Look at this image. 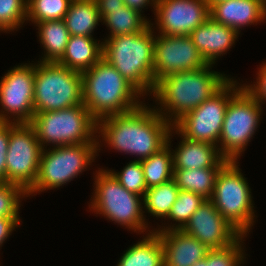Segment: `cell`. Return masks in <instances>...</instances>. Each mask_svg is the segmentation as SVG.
I'll return each mask as SVG.
<instances>
[{
	"mask_svg": "<svg viewBox=\"0 0 266 266\" xmlns=\"http://www.w3.org/2000/svg\"><path fill=\"white\" fill-rule=\"evenodd\" d=\"M256 84L242 85L259 103L266 100V63L259 68Z\"/></svg>",
	"mask_w": 266,
	"mask_h": 266,
	"instance_id": "cell-36",
	"label": "cell"
},
{
	"mask_svg": "<svg viewBox=\"0 0 266 266\" xmlns=\"http://www.w3.org/2000/svg\"><path fill=\"white\" fill-rule=\"evenodd\" d=\"M63 20L70 35L92 37L101 18L94 0H72Z\"/></svg>",
	"mask_w": 266,
	"mask_h": 266,
	"instance_id": "cell-23",
	"label": "cell"
},
{
	"mask_svg": "<svg viewBox=\"0 0 266 266\" xmlns=\"http://www.w3.org/2000/svg\"><path fill=\"white\" fill-rule=\"evenodd\" d=\"M153 8L163 35H190L210 18L207 0H156Z\"/></svg>",
	"mask_w": 266,
	"mask_h": 266,
	"instance_id": "cell-15",
	"label": "cell"
},
{
	"mask_svg": "<svg viewBox=\"0 0 266 266\" xmlns=\"http://www.w3.org/2000/svg\"><path fill=\"white\" fill-rule=\"evenodd\" d=\"M211 67L212 64H207L194 71L175 73L163 77L155 84L153 96L161 104V109L156 111L171 126L211 98L231 79L219 72L210 71Z\"/></svg>",
	"mask_w": 266,
	"mask_h": 266,
	"instance_id": "cell-2",
	"label": "cell"
},
{
	"mask_svg": "<svg viewBox=\"0 0 266 266\" xmlns=\"http://www.w3.org/2000/svg\"><path fill=\"white\" fill-rule=\"evenodd\" d=\"M206 201V199L199 194L179 190L177 200L171 207V210L167 216L168 219L179 222L178 225L168 226L165 228L155 230L154 232H164L170 230H182L184 226L190 220L192 214Z\"/></svg>",
	"mask_w": 266,
	"mask_h": 266,
	"instance_id": "cell-29",
	"label": "cell"
},
{
	"mask_svg": "<svg viewBox=\"0 0 266 266\" xmlns=\"http://www.w3.org/2000/svg\"><path fill=\"white\" fill-rule=\"evenodd\" d=\"M207 63L199 53L189 35L155 36L154 43V87L169 75L194 71Z\"/></svg>",
	"mask_w": 266,
	"mask_h": 266,
	"instance_id": "cell-14",
	"label": "cell"
},
{
	"mask_svg": "<svg viewBox=\"0 0 266 266\" xmlns=\"http://www.w3.org/2000/svg\"><path fill=\"white\" fill-rule=\"evenodd\" d=\"M10 122H0V182H7L6 156L9 146Z\"/></svg>",
	"mask_w": 266,
	"mask_h": 266,
	"instance_id": "cell-35",
	"label": "cell"
},
{
	"mask_svg": "<svg viewBox=\"0 0 266 266\" xmlns=\"http://www.w3.org/2000/svg\"><path fill=\"white\" fill-rule=\"evenodd\" d=\"M43 148L29 123L10 122L6 156L7 182L28 192L34 185Z\"/></svg>",
	"mask_w": 266,
	"mask_h": 266,
	"instance_id": "cell-12",
	"label": "cell"
},
{
	"mask_svg": "<svg viewBox=\"0 0 266 266\" xmlns=\"http://www.w3.org/2000/svg\"><path fill=\"white\" fill-rule=\"evenodd\" d=\"M172 126L156 109L140 105L132 111L109 115L97 121V130L112 148L137 160L149 158L167 144Z\"/></svg>",
	"mask_w": 266,
	"mask_h": 266,
	"instance_id": "cell-1",
	"label": "cell"
},
{
	"mask_svg": "<svg viewBox=\"0 0 266 266\" xmlns=\"http://www.w3.org/2000/svg\"><path fill=\"white\" fill-rule=\"evenodd\" d=\"M20 218L0 217V246L11 235L12 231L19 226Z\"/></svg>",
	"mask_w": 266,
	"mask_h": 266,
	"instance_id": "cell-37",
	"label": "cell"
},
{
	"mask_svg": "<svg viewBox=\"0 0 266 266\" xmlns=\"http://www.w3.org/2000/svg\"><path fill=\"white\" fill-rule=\"evenodd\" d=\"M72 0H27V20H63Z\"/></svg>",
	"mask_w": 266,
	"mask_h": 266,
	"instance_id": "cell-30",
	"label": "cell"
},
{
	"mask_svg": "<svg viewBox=\"0 0 266 266\" xmlns=\"http://www.w3.org/2000/svg\"><path fill=\"white\" fill-rule=\"evenodd\" d=\"M109 171L127 191L144 197L147 185L140 160L129 162L121 172Z\"/></svg>",
	"mask_w": 266,
	"mask_h": 266,
	"instance_id": "cell-32",
	"label": "cell"
},
{
	"mask_svg": "<svg viewBox=\"0 0 266 266\" xmlns=\"http://www.w3.org/2000/svg\"><path fill=\"white\" fill-rule=\"evenodd\" d=\"M35 65L14 67L0 81V122L30 123L34 116ZM6 111V112H5ZM7 113V114H6ZM16 118L11 119L8 114Z\"/></svg>",
	"mask_w": 266,
	"mask_h": 266,
	"instance_id": "cell-13",
	"label": "cell"
},
{
	"mask_svg": "<svg viewBox=\"0 0 266 266\" xmlns=\"http://www.w3.org/2000/svg\"><path fill=\"white\" fill-rule=\"evenodd\" d=\"M221 168L173 169V179L179 190L193 192L210 199L216 176Z\"/></svg>",
	"mask_w": 266,
	"mask_h": 266,
	"instance_id": "cell-26",
	"label": "cell"
},
{
	"mask_svg": "<svg viewBox=\"0 0 266 266\" xmlns=\"http://www.w3.org/2000/svg\"><path fill=\"white\" fill-rule=\"evenodd\" d=\"M236 81L229 80L217 93L191 112L184 115L172 127L175 133L191 141L217 145L230 98L240 89Z\"/></svg>",
	"mask_w": 266,
	"mask_h": 266,
	"instance_id": "cell-11",
	"label": "cell"
},
{
	"mask_svg": "<svg viewBox=\"0 0 266 266\" xmlns=\"http://www.w3.org/2000/svg\"><path fill=\"white\" fill-rule=\"evenodd\" d=\"M27 192L20 186L8 182H0V217L19 218L20 198Z\"/></svg>",
	"mask_w": 266,
	"mask_h": 266,
	"instance_id": "cell-33",
	"label": "cell"
},
{
	"mask_svg": "<svg viewBox=\"0 0 266 266\" xmlns=\"http://www.w3.org/2000/svg\"><path fill=\"white\" fill-rule=\"evenodd\" d=\"M82 89L83 104L97 121L142 104V94L103 58L82 73Z\"/></svg>",
	"mask_w": 266,
	"mask_h": 266,
	"instance_id": "cell-3",
	"label": "cell"
},
{
	"mask_svg": "<svg viewBox=\"0 0 266 266\" xmlns=\"http://www.w3.org/2000/svg\"><path fill=\"white\" fill-rule=\"evenodd\" d=\"M210 17L239 33L244 25L256 24L266 18L265 0H225L210 7Z\"/></svg>",
	"mask_w": 266,
	"mask_h": 266,
	"instance_id": "cell-18",
	"label": "cell"
},
{
	"mask_svg": "<svg viewBox=\"0 0 266 266\" xmlns=\"http://www.w3.org/2000/svg\"><path fill=\"white\" fill-rule=\"evenodd\" d=\"M193 266H207V255L203 260L196 262Z\"/></svg>",
	"mask_w": 266,
	"mask_h": 266,
	"instance_id": "cell-40",
	"label": "cell"
},
{
	"mask_svg": "<svg viewBox=\"0 0 266 266\" xmlns=\"http://www.w3.org/2000/svg\"><path fill=\"white\" fill-rule=\"evenodd\" d=\"M172 130L173 127L168 134L167 144L163 148L149 158L141 160L147 189L173 179V152L169 144Z\"/></svg>",
	"mask_w": 266,
	"mask_h": 266,
	"instance_id": "cell-25",
	"label": "cell"
},
{
	"mask_svg": "<svg viewBox=\"0 0 266 266\" xmlns=\"http://www.w3.org/2000/svg\"><path fill=\"white\" fill-rule=\"evenodd\" d=\"M242 235L234 244L221 249H210L207 253V266H240L244 261L241 243Z\"/></svg>",
	"mask_w": 266,
	"mask_h": 266,
	"instance_id": "cell-34",
	"label": "cell"
},
{
	"mask_svg": "<svg viewBox=\"0 0 266 266\" xmlns=\"http://www.w3.org/2000/svg\"><path fill=\"white\" fill-rule=\"evenodd\" d=\"M27 21V0H0V31H14Z\"/></svg>",
	"mask_w": 266,
	"mask_h": 266,
	"instance_id": "cell-31",
	"label": "cell"
},
{
	"mask_svg": "<svg viewBox=\"0 0 266 266\" xmlns=\"http://www.w3.org/2000/svg\"><path fill=\"white\" fill-rule=\"evenodd\" d=\"M152 26L139 33L108 38L102 58L112 65L141 94L154 90V43ZM147 91V92H146Z\"/></svg>",
	"mask_w": 266,
	"mask_h": 266,
	"instance_id": "cell-4",
	"label": "cell"
},
{
	"mask_svg": "<svg viewBox=\"0 0 266 266\" xmlns=\"http://www.w3.org/2000/svg\"><path fill=\"white\" fill-rule=\"evenodd\" d=\"M123 1L127 7L138 10L139 12H141L144 7L148 6V4L155 6L156 3V0H123Z\"/></svg>",
	"mask_w": 266,
	"mask_h": 266,
	"instance_id": "cell-39",
	"label": "cell"
},
{
	"mask_svg": "<svg viewBox=\"0 0 266 266\" xmlns=\"http://www.w3.org/2000/svg\"><path fill=\"white\" fill-rule=\"evenodd\" d=\"M209 249H221L234 244L242 234L234 228L209 200L192 214L182 229Z\"/></svg>",
	"mask_w": 266,
	"mask_h": 266,
	"instance_id": "cell-16",
	"label": "cell"
},
{
	"mask_svg": "<svg viewBox=\"0 0 266 266\" xmlns=\"http://www.w3.org/2000/svg\"><path fill=\"white\" fill-rule=\"evenodd\" d=\"M96 2L99 15L102 19L111 12V10L121 9L125 4L123 0H94Z\"/></svg>",
	"mask_w": 266,
	"mask_h": 266,
	"instance_id": "cell-38",
	"label": "cell"
},
{
	"mask_svg": "<svg viewBox=\"0 0 266 266\" xmlns=\"http://www.w3.org/2000/svg\"><path fill=\"white\" fill-rule=\"evenodd\" d=\"M29 124L34 128L43 149L44 144L48 143L54 146L98 143L94 135L98 132L97 120L84 104L34 113Z\"/></svg>",
	"mask_w": 266,
	"mask_h": 266,
	"instance_id": "cell-5",
	"label": "cell"
},
{
	"mask_svg": "<svg viewBox=\"0 0 266 266\" xmlns=\"http://www.w3.org/2000/svg\"><path fill=\"white\" fill-rule=\"evenodd\" d=\"M238 32L215 22L211 17L199 25L189 36L207 64H215L218 56L225 54L238 38Z\"/></svg>",
	"mask_w": 266,
	"mask_h": 266,
	"instance_id": "cell-19",
	"label": "cell"
},
{
	"mask_svg": "<svg viewBox=\"0 0 266 266\" xmlns=\"http://www.w3.org/2000/svg\"><path fill=\"white\" fill-rule=\"evenodd\" d=\"M36 24L40 42L46 51L40 62H58L66 51L70 37L64 20H50Z\"/></svg>",
	"mask_w": 266,
	"mask_h": 266,
	"instance_id": "cell-24",
	"label": "cell"
},
{
	"mask_svg": "<svg viewBox=\"0 0 266 266\" xmlns=\"http://www.w3.org/2000/svg\"><path fill=\"white\" fill-rule=\"evenodd\" d=\"M179 188L174 179L150 187L146 190L142 201L147 212L157 218H166L171 210V207L177 200Z\"/></svg>",
	"mask_w": 266,
	"mask_h": 266,
	"instance_id": "cell-28",
	"label": "cell"
},
{
	"mask_svg": "<svg viewBox=\"0 0 266 266\" xmlns=\"http://www.w3.org/2000/svg\"><path fill=\"white\" fill-rule=\"evenodd\" d=\"M142 12L124 5L121 9L111 10L102 20L109 27L110 37L139 33L145 30L149 25Z\"/></svg>",
	"mask_w": 266,
	"mask_h": 266,
	"instance_id": "cell-27",
	"label": "cell"
},
{
	"mask_svg": "<svg viewBox=\"0 0 266 266\" xmlns=\"http://www.w3.org/2000/svg\"><path fill=\"white\" fill-rule=\"evenodd\" d=\"M151 231L126 250L117 266H164L162 242L158 233Z\"/></svg>",
	"mask_w": 266,
	"mask_h": 266,
	"instance_id": "cell-22",
	"label": "cell"
},
{
	"mask_svg": "<svg viewBox=\"0 0 266 266\" xmlns=\"http://www.w3.org/2000/svg\"><path fill=\"white\" fill-rule=\"evenodd\" d=\"M156 233L162 242L164 266H193L203 260L210 250L183 230Z\"/></svg>",
	"mask_w": 266,
	"mask_h": 266,
	"instance_id": "cell-17",
	"label": "cell"
},
{
	"mask_svg": "<svg viewBox=\"0 0 266 266\" xmlns=\"http://www.w3.org/2000/svg\"><path fill=\"white\" fill-rule=\"evenodd\" d=\"M103 55V44L94 39V37L70 35L66 51L59 64L83 73L92 68Z\"/></svg>",
	"mask_w": 266,
	"mask_h": 266,
	"instance_id": "cell-21",
	"label": "cell"
},
{
	"mask_svg": "<svg viewBox=\"0 0 266 266\" xmlns=\"http://www.w3.org/2000/svg\"><path fill=\"white\" fill-rule=\"evenodd\" d=\"M221 1H225V0H207V2L209 4V7H211L214 3H218V2H221Z\"/></svg>",
	"mask_w": 266,
	"mask_h": 266,
	"instance_id": "cell-41",
	"label": "cell"
},
{
	"mask_svg": "<svg viewBox=\"0 0 266 266\" xmlns=\"http://www.w3.org/2000/svg\"><path fill=\"white\" fill-rule=\"evenodd\" d=\"M35 113L57 111L83 104L82 73L58 62L35 65Z\"/></svg>",
	"mask_w": 266,
	"mask_h": 266,
	"instance_id": "cell-6",
	"label": "cell"
},
{
	"mask_svg": "<svg viewBox=\"0 0 266 266\" xmlns=\"http://www.w3.org/2000/svg\"><path fill=\"white\" fill-rule=\"evenodd\" d=\"M261 104L242 86L230 98L219 138V153L227 160L238 161L253 137L260 120Z\"/></svg>",
	"mask_w": 266,
	"mask_h": 266,
	"instance_id": "cell-10",
	"label": "cell"
},
{
	"mask_svg": "<svg viewBox=\"0 0 266 266\" xmlns=\"http://www.w3.org/2000/svg\"><path fill=\"white\" fill-rule=\"evenodd\" d=\"M98 147L100 148L99 141L98 143L54 146L49 152L44 148L37 178L27 195L30 196L46 189H54L70 182L88 165H91L97 151L100 150Z\"/></svg>",
	"mask_w": 266,
	"mask_h": 266,
	"instance_id": "cell-8",
	"label": "cell"
},
{
	"mask_svg": "<svg viewBox=\"0 0 266 266\" xmlns=\"http://www.w3.org/2000/svg\"><path fill=\"white\" fill-rule=\"evenodd\" d=\"M237 161L228 160L219 170L211 198L220 214L242 235L253 225L251 191Z\"/></svg>",
	"mask_w": 266,
	"mask_h": 266,
	"instance_id": "cell-7",
	"label": "cell"
},
{
	"mask_svg": "<svg viewBox=\"0 0 266 266\" xmlns=\"http://www.w3.org/2000/svg\"><path fill=\"white\" fill-rule=\"evenodd\" d=\"M96 173L91 209L134 232H144L148 224L143 216L142 196L127 191L110 171L101 169Z\"/></svg>",
	"mask_w": 266,
	"mask_h": 266,
	"instance_id": "cell-9",
	"label": "cell"
},
{
	"mask_svg": "<svg viewBox=\"0 0 266 266\" xmlns=\"http://www.w3.org/2000/svg\"><path fill=\"white\" fill-rule=\"evenodd\" d=\"M172 155L173 169L221 168L228 161L219 153L218 146L183 136Z\"/></svg>",
	"mask_w": 266,
	"mask_h": 266,
	"instance_id": "cell-20",
	"label": "cell"
}]
</instances>
